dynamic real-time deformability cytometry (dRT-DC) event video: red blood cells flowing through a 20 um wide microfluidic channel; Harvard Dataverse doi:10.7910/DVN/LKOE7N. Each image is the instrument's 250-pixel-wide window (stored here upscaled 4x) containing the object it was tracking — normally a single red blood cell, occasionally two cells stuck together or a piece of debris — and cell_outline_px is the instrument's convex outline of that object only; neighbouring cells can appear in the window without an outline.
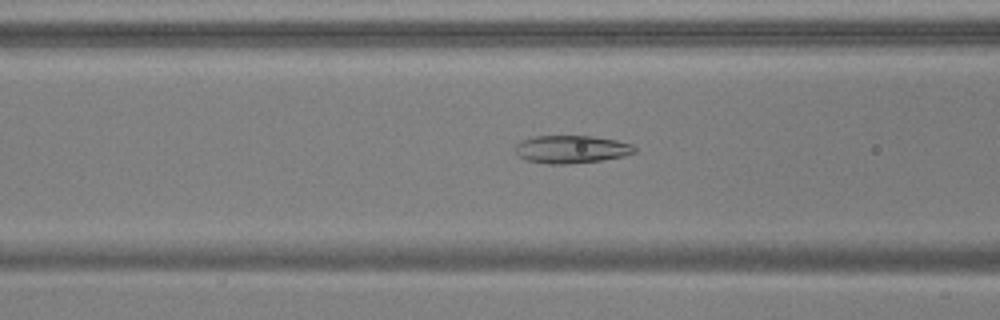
{"species": "common noctule bat (a hibernating species)", "species_latin": "Nyctalus noctula", "temperature_condition": "warm", "stored_images_in_passage": 43, "camera_frame_rate_fps": 3000, "um_per_image_px": 0.085, "animal": {"sex": "male", "body_mass_g": 17.9, "forearm_length_mm": 54.2}, "frame": {"image": 1, "passage_image": 11, "time_ms": 3.333, "image_size_px": [1000, 320], "cell_outline_px": [[636, 152], [624, 156], [600, 160], [568, 164], [548, 164], [524, 160], [516, 152], [516, 144], [524, 140], [536, 136], [588, 136], [616, 140], [632, 144], [636, 148]], "centroid_in_image_um": [48.58, 12.69], "position_along_channel_um": 118.0, "area_um2": 19.19}}
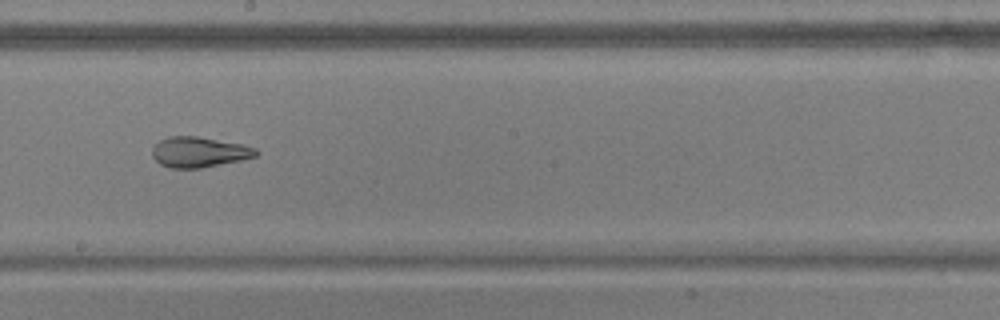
{"frame": {"image": 2, "passage_image": 20, "time_ms": 6.333, "image_size_px": [1000, 320], "cell_outline_px": [[260, 152], [256, 156], [240, 160], [200, 168], [168, 168], [160, 164], [152, 156], [152, 148], [160, 140], [168, 136], [196, 136], [240, 144], [256, 148]], "centroid_in_image_um": [16.9, 12.93], "position_along_channel_um": 231.3, "area_um2": 18.26}}
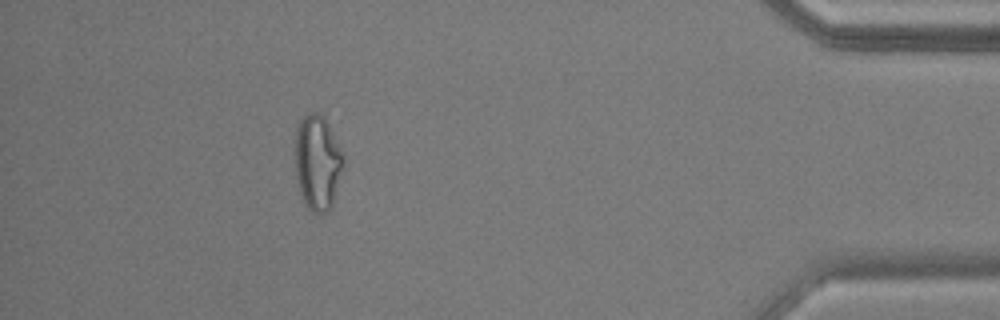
{"frame": {"image": 3, "passage_image": 38, "time_ms": 12.333, "image_size_px": [1000, 320], "cell_outline_px": [[344, 160], [332, 208], [328, 212], [312, 212], [304, 204], [300, 192], [296, 176], [296, 128], [300, 120], [308, 112], [320, 112], [324, 116], [344, 156]], "centroid_in_image_um": [26.99, 13.81], "position_along_channel_um": 408.2, "area_um2": 26.65}, "authors_computed_cell_mechanics": {"area_um2": 20.808, "velocity_mm_per_s": 3.7722, "shape_relaxation_time_tau1_ms": null, "shape_relaxation_time_tau2_ms": 1.5745, "deformation_change_tau1": null, "deformation_change_tau2": 0.086}}